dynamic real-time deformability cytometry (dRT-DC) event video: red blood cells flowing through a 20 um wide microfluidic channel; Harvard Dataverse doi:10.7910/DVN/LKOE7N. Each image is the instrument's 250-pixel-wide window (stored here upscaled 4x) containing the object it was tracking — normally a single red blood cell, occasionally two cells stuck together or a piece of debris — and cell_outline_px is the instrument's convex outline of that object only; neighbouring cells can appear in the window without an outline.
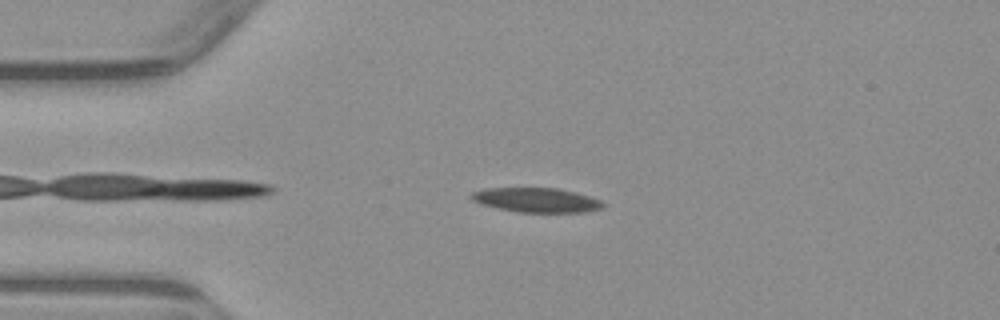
{"species": "common noctule bat (a hibernating species)", "species_latin": "Nyctalus noctula", "temperature_condition": "warm", "stored_images_in_passage": 4, "camera_frame_rate_fps": 3000, "um_per_image_px": 0.085, "animal": {"sex": "male", "body_mass_g": 23.1, "forearm_length_mm": 52.7}, "frame": {"image": 1, "passage_image": 1, "time_ms": 0.0, "image_size_px": [1000, 320], "cell_outline_px": [[608, 204], [604, 208], [584, 212], [516, 212], [480, 204], [472, 200], [468, 196], [472, 192], [484, 188], [556, 188], [576, 192], [600, 200]], "centroid_in_image_um": [45.6, 17.0], "position_along_channel_um": 39.4, "area_um2": 18.96}}
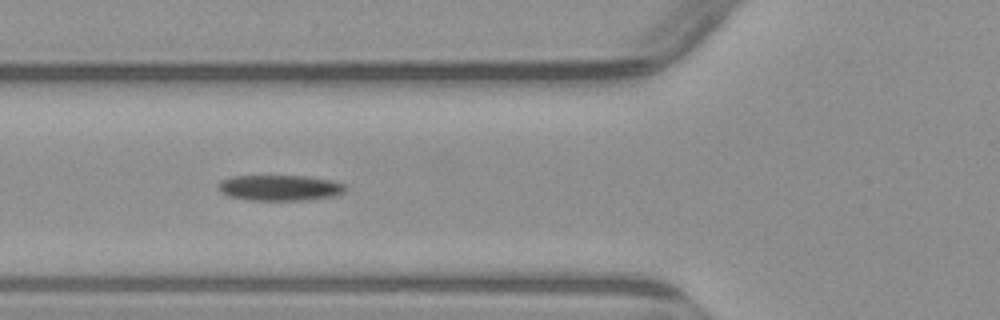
{"frame": {"image": 2, "passage_image": 3, "time_ms": 2.333, "image_size_px": [1000, 320], "cell_outline_px": [[348, 188], [340, 196], [304, 200], [252, 200], [228, 196], [220, 192], [216, 184], [220, 180], [228, 176], [304, 176], [332, 180], [344, 184]], "centroid_in_image_um": [23.79, 15.96], "position_along_channel_um": 102.0, "area_um2": 19.36}}
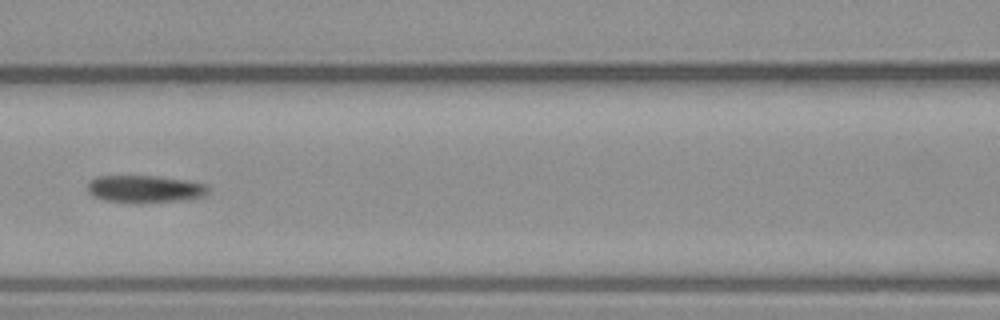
{"frame": {"image": 3, "passage_image": 4, "time_ms": 3.667, "image_size_px": [1000, 320], "cell_outline_px": [[208, 196], [184, 200], [140, 204], [132, 204], [104, 200], [92, 196], [88, 192], [88, 180], [96, 176], [156, 176], [188, 180], [208, 184]], "centroid_in_image_um": [12.33, 16.08], "position_along_channel_um": 154.3, "area_um2": 19.94}}